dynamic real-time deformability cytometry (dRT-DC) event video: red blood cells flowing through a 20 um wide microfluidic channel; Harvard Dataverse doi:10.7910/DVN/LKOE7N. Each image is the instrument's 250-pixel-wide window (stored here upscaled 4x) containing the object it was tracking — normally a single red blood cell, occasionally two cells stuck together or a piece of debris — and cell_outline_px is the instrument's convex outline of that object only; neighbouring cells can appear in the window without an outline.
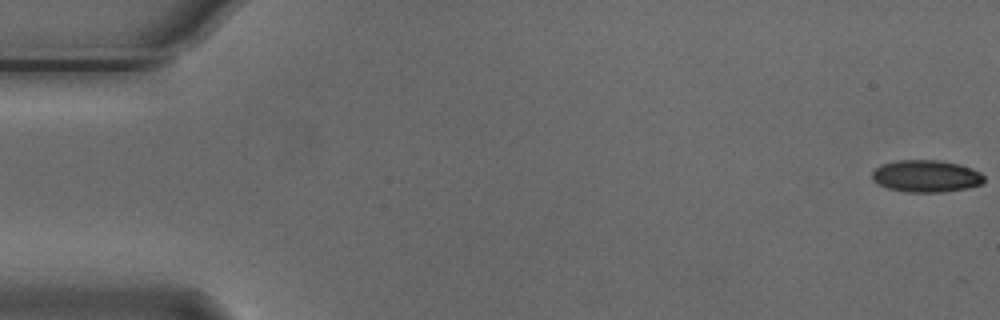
{"species": "Egyptian fruit bat (a non-hibernating species)", "species_latin": "Rousettus aegyptiacus", "temperature_condition": "cold", "stored_images_in_passage": 6, "segment_of_instrument_passage": [1, 2], "camera_frame_rate_fps": 3000, "um_per_image_px": 0.085, "animal": {"sex": "male"}, "frame": {"image": 1, "passage_image": 1, "time_ms": 0.0, "image_size_px": [1000, 320], "cell_outline_px": [[984, 180], [980, 184], [968, 188], [944, 192], [904, 192], [888, 188], [872, 180], [872, 172], [880, 164], [900, 160], [940, 160], [960, 164], [972, 168], [980, 172], [984, 176]], "centroid_in_image_um": [78.73, 14.97], "position_along_channel_um": 6.3, "area_um2": 21.04}}